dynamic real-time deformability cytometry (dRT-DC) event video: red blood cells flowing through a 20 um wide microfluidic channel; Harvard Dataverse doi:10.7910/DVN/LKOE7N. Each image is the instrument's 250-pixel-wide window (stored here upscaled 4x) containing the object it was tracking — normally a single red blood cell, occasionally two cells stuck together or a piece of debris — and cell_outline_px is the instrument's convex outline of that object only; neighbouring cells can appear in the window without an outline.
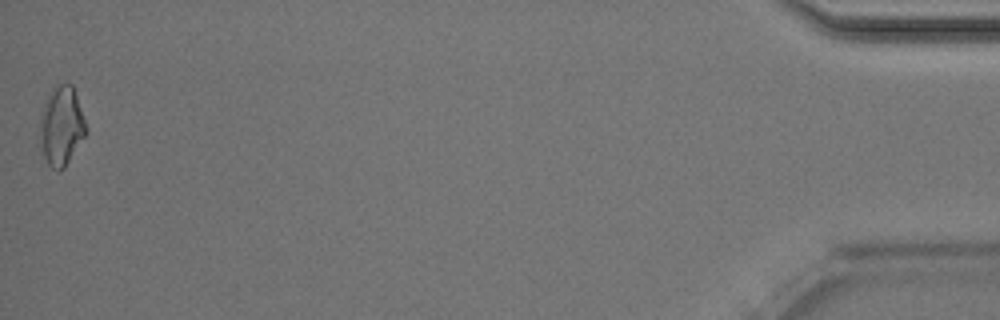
{"species": "Egyptian fruit bat (a non-hibernating species)", "species_latin": "Rousettus aegyptiacus", "temperature_condition": "room temperature", "stored_images_in_passage": 38, "camera_frame_rate_fps": 3000, "um_per_image_px": 0.085, "animal": {"sex": "male"}, "frame": {"image": 1, "passage_image": 38, "time_ms": 12.333, "image_size_px": [1000, 320], "cell_outline_px": [[88, 132], [64, 168], [56, 172], [48, 164], [44, 156], [40, 140], [40, 112], [48, 96], [60, 84], [72, 84]], "centroid_in_image_um": [5.22, 10.76], "position_along_channel_um": 430.0, "area_um2": 20.87}, "authors_computed_cell_mechanics": {"area_um2": 19.4208, "velocity_mm_per_s": 4.0434, "shape_relaxation_time_tau1_ms": 3.9624, "shape_relaxation_time_tau2_ms": 2.2404, "deformation_change_tau1": 0.16, "deformation_change_tau2": 0.109}}